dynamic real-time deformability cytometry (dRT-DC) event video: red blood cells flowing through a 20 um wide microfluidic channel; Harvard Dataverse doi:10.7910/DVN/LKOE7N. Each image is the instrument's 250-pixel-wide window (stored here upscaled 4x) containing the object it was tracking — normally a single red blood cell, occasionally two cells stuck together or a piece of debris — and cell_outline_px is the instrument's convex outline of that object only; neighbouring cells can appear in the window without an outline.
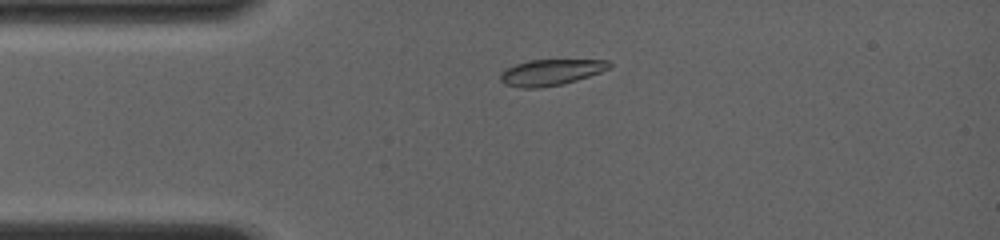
{"species": "common noctule bat (a hibernating species)", "species_latin": "Nyctalus noctula", "temperature_condition": "room temperature", "stored_images_in_passage": 14, "camera_frame_rate_fps": 4000, "um_per_image_px": 0.085, "animal": {"sex": "female", "body_mass_g": 19.0, "forearm_length_mm": 56.7}, "frame": {"image": 1, "passage_image": 1, "time_ms": 0.0, "image_size_px": [1000, 240], "cell_outline_px": [[612, 64], [608, 68], [600, 72], [576, 80], [560, 84], [540, 88], [520, 88], [504, 84], [500, 80], [500, 72], [516, 64], [528, 60], [608, 60]], "centroid_in_image_um": [46.78, 6.15], "position_along_channel_um": 38.2, "area_um2": 16.36}}
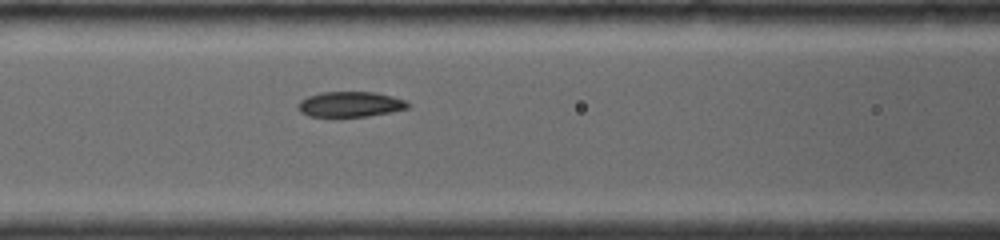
{"frame": {"image": 2, "passage_image": 7, "time_ms": 3.0, "image_size_px": [1000, 240], "cell_outline_px": [[412, 104], [408, 108], [392, 112], [368, 116], [308, 116], [300, 112], [296, 108], [296, 104], [300, 100], [308, 96], [320, 92], [376, 92], [392, 96], [404, 100]], "centroid_in_image_um": [29.75, 8.86], "position_along_channel_um": 136.8, "area_um2": 16.36}}
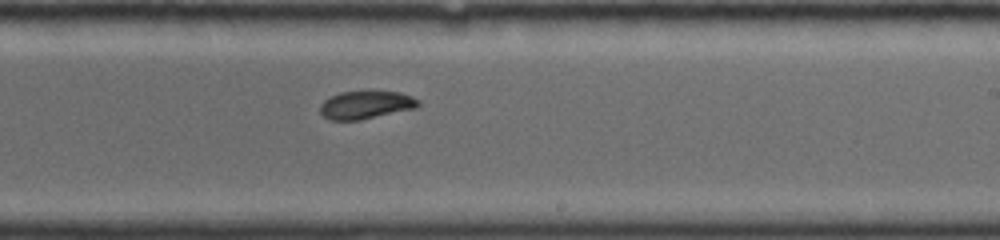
{"frame": {"image": 3, "passage_image": 14, "time_ms": 6.0, "image_size_px": [1000, 240], "cell_outline_px": [[420, 104], [416, 108], [360, 120], [328, 120], [320, 112], [320, 104], [324, 100], [340, 92], [400, 92], [412, 96], [420, 100]], "centroid_in_image_um": [31.1, 8.92], "position_along_channel_um": 257.9, "area_um2": 15.9}}